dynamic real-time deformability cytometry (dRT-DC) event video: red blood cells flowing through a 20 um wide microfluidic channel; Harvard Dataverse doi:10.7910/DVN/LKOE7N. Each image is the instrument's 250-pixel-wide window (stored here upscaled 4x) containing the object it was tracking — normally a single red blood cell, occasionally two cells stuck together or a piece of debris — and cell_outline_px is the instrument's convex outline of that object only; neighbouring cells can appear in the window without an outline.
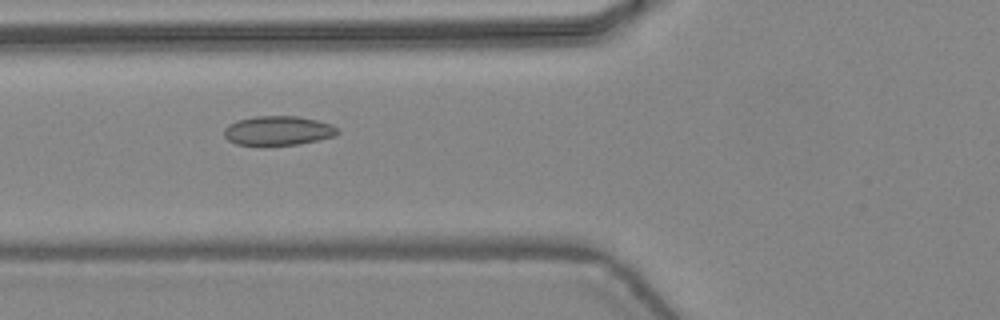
{"species": "common noctule bat (a hibernating species)", "species_latin": "Nyctalus noctula", "temperature_condition": "warm", "stored_images_in_passage": 42, "camera_frame_rate_fps": 3000, "um_per_image_px": 0.085, "animal": {"sex": "female", "body_mass_g": 24.6, "forearm_length_mm": 56.2}, "frame": {"image": 1, "passage_image": 14, "time_ms": 4.333, "image_size_px": [1000, 320], "cell_outline_px": [[340, 132], [336, 136], [320, 140], [300, 144], [236, 144], [228, 140], [224, 136], [224, 128], [228, 124], [236, 120], [256, 116], [300, 116], [332, 124], [340, 128]], "centroid_in_image_um": [23.69, 11.09], "position_along_channel_um": 102.1, "area_um2": 19.48}}
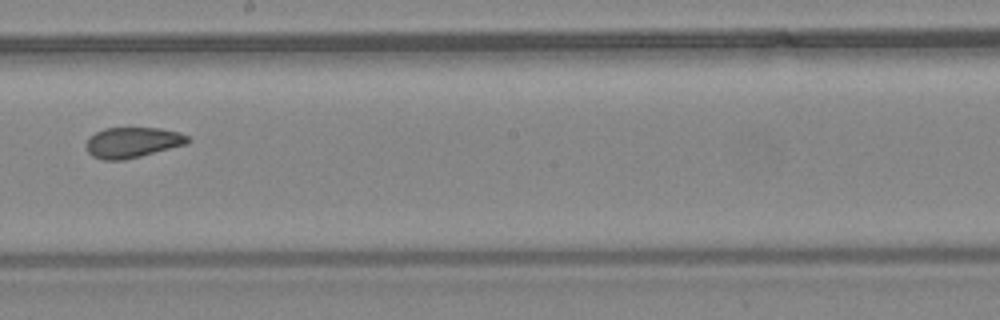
{"frame": {"image": 2, "passage_image": 23, "time_ms": 7.333, "image_size_px": [1000, 320], "cell_outline_px": [[192, 140], [188, 144], [124, 160], [104, 160], [92, 156], [88, 152], [84, 144], [88, 136], [104, 128], [160, 128], [180, 132], [188, 136]], "centroid_in_image_um": [11.26, 12.1], "position_along_channel_um": 236.9, "area_um2": 18.32}}
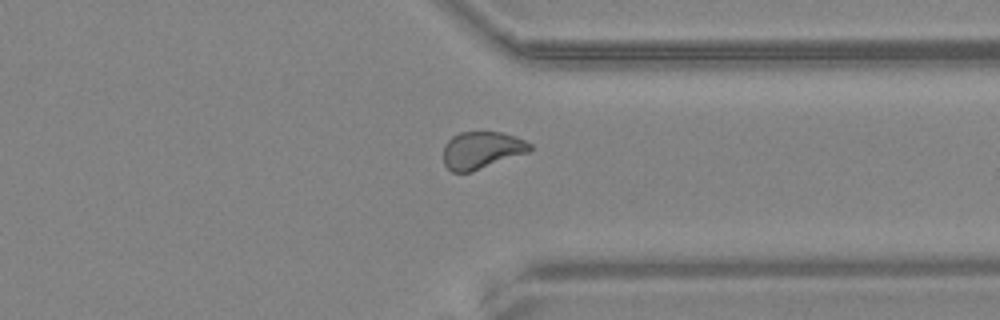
{"frame": {"image": 3, "passage_image": 32, "time_ms": 10.333, "image_size_px": [1000, 320], "cell_outline_px": [[532, 148], [528, 152], [472, 172], [452, 172], [444, 164], [444, 144], [452, 136], [460, 132], [504, 132], [516, 136], [532, 144]], "centroid_in_image_um": [40.94, 12.76], "position_along_channel_um": 370.5, "area_um2": 18.84}, "authors_computed_cell_mechanics": {"area_um2": 19.0162, "velocity_mm_per_s": 4.471, "shape_relaxation_time_tau1_ms": 5.4987, "shape_relaxation_time_tau2_ms": 2.2773, "deformation_change_tau1": 0.1124, "deformation_change_tau2": 0.0564}}